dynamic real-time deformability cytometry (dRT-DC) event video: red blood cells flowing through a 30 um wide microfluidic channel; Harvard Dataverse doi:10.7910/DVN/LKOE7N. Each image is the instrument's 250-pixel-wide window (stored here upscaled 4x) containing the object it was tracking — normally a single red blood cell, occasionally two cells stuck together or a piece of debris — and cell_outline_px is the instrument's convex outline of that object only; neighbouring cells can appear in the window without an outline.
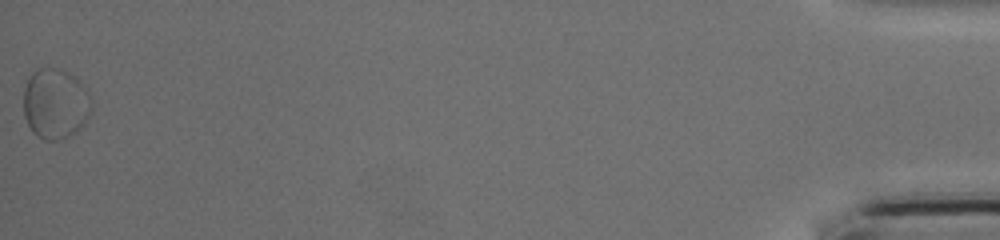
{"species": "common noctule bat (a hibernating species)", "species_latin": "Nyctalus noctula", "temperature_condition": "cold", "stored_images_in_passage": 47, "segment_of_instrument_passage": [2, 2], "camera_frame_rate_fps": 3000, "um_per_image_px": 0.085, "animal": {"sex": "female", "body_mass_g": 17.0, "forearm_length_mm": 48.0}, "frame": {"image": 1, "passage_image": 47, "time_ms": 15.333, "image_size_px": [1000, 240], "cell_outline_px": [[92, 108], [84, 124], [80, 128], [68, 136], [56, 140], [44, 140], [32, 132], [24, 116], [24, 88], [32, 72], [36, 68], [56, 68], [68, 72], [76, 76], [80, 80], [88, 92], [92, 104]], "centroid_in_image_um": [4.71, 8.79], "position_along_channel_um": 430.5, "area_um2": 27.98}}